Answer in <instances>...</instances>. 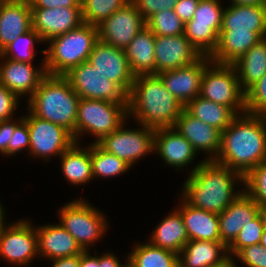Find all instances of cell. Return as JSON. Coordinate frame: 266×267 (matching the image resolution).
I'll list each match as a JSON object with an SVG mask.
<instances>
[{
    "instance_id": "43",
    "label": "cell",
    "mask_w": 266,
    "mask_h": 267,
    "mask_svg": "<svg viewBox=\"0 0 266 267\" xmlns=\"http://www.w3.org/2000/svg\"><path fill=\"white\" fill-rule=\"evenodd\" d=\"M147 21L155 13L173 9L178 0H130Z\"/></svg>"
},
{
    "instance_id": "49",
    "label": "cell",
    "mask_w": 266,
    "mask_h": 267,
    "mask_svg": "<svg viewBox=\"0 0 266 267\" xmlns=\"http://www.w3.org/2000/svg\"><path fill=\"white\" fill-rule=\"evenodd\" d=\"M102 255V256H101ZM98 267H127L128 263L121 264L120 260L113 253L101 254Z\"/></svg>"
},
{
    "instance_id": "41",
    "label": "cell",
    "mask_w": 266,
    "mask_h": 267,
    "mask_svg": "<svg viewBox=\"0 0 266 267\" xmlns=\"http://www.w3.org/2000/svg\"><path fill=\"white\" fill-rule=\"evenodd\" d=\"M246 112L266 117V74L245 92Z\"/></svg>"
},
{
    "instance_id": "26",
    "label": "cell",
    "mask_w": 266,
    "mask_h": 267,
    "mask_svg": "<svg viewBox=\"0 0 266 267\" xmlns=\"http://www.w3.org/2000/svg\"><path fill=\"white\" fill-rule=\"evenodd\" d=\"M266 32L265 5H234L225 7L220 32Z\"/></svg>"
},
{
    "instance_id": "16",
    "label": "cell",
    "mask_w": 266,
    "mask_h": 267,
    "mask_svg": "<svg viewBox=\"0 0 266 267\" xmlns=\"http://www.w3.org/2000/svg\"><path fill=\"white\" fill-rule=\"evenodd\" d=\"M32 28L44 42L80 27L82 7L31 8Z\"/></svg>"
},
{
    "instance_id": "24",
    "label": "cell",
    "mask_w": 266,
    "mask_h": 267,
    "mask_svg": "<svg viewBox=\"0 0 266 267\" xmlns=\"http://www.w3.org/2000/svg\"><path fill=\"white\" fill-rule=\"evenodd\" d=\"M38 257L47 259L69 257L81 254L84 250L75 238L59 223L36 227Z\"/></svg>"
},
{
    "instance_id": "7",
    "label": "cell",
    "mask_w": 266,
    "mask_h": 267,
    "mask_svg": "<svg viewBox=\"0 0 266 267\" xmlns=\"http://www.w3.org/2000/svg\"><path fill=\"white\" fill-rule=\"evenodd\" d=\"M60 225L65 228L83 250H88L105 235L108 224L105 216L91 203L80 198L59 209Z\"/></svg>"
},
{
    "instance_id": "32",
    "label": "cell",
    "mask_w": 266,
    "mask_h": 267,
    "mask_svg": "<svg viewBox=\"0 0 266 267\" xmlns=\"http://www.w3.org/2000/svg\"><path fill=\"white\" fill-rule=\"evenodd\" d=\"M75 142L61 156V171L66 180L72 185L86 184L94 180L91 168V143L81 148Z\"/></svg>"
},
{
    "instance_id": "11",
    "label": "cell",
    "mask_w": 266,
    "mask_h": 267,
    "mask_svg": "<svg viewBox=\"0 0 266 267\" xmlns=\"http://www.w3.org/2000/svg\"><path fill=\"white\" fill-rule=\"evenodd\" d=\"M123 123L111 134L105 135L97 144L107 153L116 155L130 166L141 157L154 152V128L141 124L137 129H127Z\"/></svg>"
},
{
    "instance_id": "17",
    "label": "cell",
    "mask_w": 266,
    "mask_h": 267,
    "mask_svg": "<svg viewBox=\"0 0 266 267\" xmlns=\"http://www.w3.org/2000/svg\"><path fill=\"white\" fill-rule=\"evenodd\" d=\"M209 56L202 55L197 61L184 67L157 74L165 88L183 105L200 95L201 79L211 63Z\"/></svg>"
},
{
    "instance_id": "14",
    "label": "cell",
    "mask_w": 266,
    "mask_h": 267,
    "mask_svg": "<svg viewBox=\"0 0 266 267\" xmlns=\"http://www.w3.org/2000/svg\"><path fill=\"white\" fill-rule=\"evenodd\" d=\"M145 26L146 21L129 1L97 26L98 40L125 49Z\"/></svg>"
},
{
    "instance_id": "34",
    "label": "cell",
    "mask_w": 266,
    "mask_h": 267,
    "mask_svg": "<svg viewBox=\"0 0 266 267\" xmlns=\"http://www.w3.org/2000/svg\"><path fill=\"white\" fill-rule=\"evenodd\" d=\"M127 256L128 267H178V254L156 246L149 241L137 243Z\"/></svg>"
},
{
    "instance_id": "20",
    "label": "cell",
    "mask_w": 266,
    "mask_h": 267,
    "mask_svg": "<svg viewBox=\"0 0 266 267\" xmlns=\"http://www.w3.org/2000/svg\"><path fill=\"white\" fill-rule=\"evenodd\" d=\"M193 146L196 152H205L204 160H215L221 147V131L190 115L185 109L174 127Z\"/></svg>"
},
{
    "instance_id": "40",
    "label": "cell",
    "mask_w": 266,
    "mask_h": 267,
    "mask_svg": "<svg viewBox=\"0 0 266 267\" xmlns=\"http://www.w3.org/2000/svg\"><path fill=\"white\" fill-rule=\"evenodd\" d=\"M244 189L258 205H266V160L244 176Z\"/></svg>"
},
{
    "instance_id": "19",
    "label": "cell",
    "mask_w": 266,
    "mask_h": 267,
    "mask_svg": "<svg viewBox=\"0 0 266 267\" xmlns=\"http://www.w3.org/2000/svg\"><path fill=\"white\" fill-rule=\"evenodd\" d=\"M201 56L184 33L177 36H156V75L189 65Z\"/></svg>"
},
{
    "instance_id": "52",
    "label": "cell",
    "mask_w": 266,
    "mask_h": 267,
    "mask_svg": "<svg viewBox=\"0 0 266 267\" xmlns=\"http://www.w3.org/2000/svg\"><path fill=\"white\" fill-rule=\"evenodd\" d=\"M234 5H265L266 0H230Z\"/></svg>"
},
{
    "instance_id": "36",
    "label": "cell",
    "mask_w": 266,
    "mask_h": 267,
    "mask_svg": "<svg viewBox=\"0 0 266 267\" xmlns=\"http://www.w3.org/2000/svg\"><path fill=\"white\" fill-rule=\"evenodd\" d=\"M43 42L41 36L32 28L19 35L13 42L8 44L1 52L3 58H8L16 62L31 63L35 58L34 43Z\"/></svg>"
},
{
    "instance_id": "56",
    "label": "cell",
    "mask_w": 266,
    "mask_h": 267,
    "mask_svg": "<svg viewBox=\"0 0 266 267\" xmlns=\"http://www.w3.org/2000/svg\"><path fill=\"white\" fill-rule=\"evenodd\" d=\"M260 244H261L264 248H266V228L264 229L263 234H262V236H261V242H260Z\"/></svg>"
},
{
    "instance_id": "10",
    "label": "cell",
    "mask_w": 266,
    "mask_h": 267,
    "mask_svg": "<svg viewBox=\"0 0 266 267\" xmlns=\"http://www.w3.org/2000/svg\"><path fill=\"white\" fill-rule=\"evenodd\" d=\"M80 98L128 104V95L88 61L63 75Z\"/></svg>"
},
{
    "instance_id": "33",
    "label": "cell",
    "mask_w": 266,
    "mask_h": 267,
    "mask_svg": "<svg viewBox=\"0 0 266 267\" xmlns=\"http://www.w3.org/2000/svg\"><path fill=\"white\" fill-rule=\"evenodd\" d=\"M184 109L195 118L213 126L223 132L237 116V114L227 106L217 104L204 99L201 96L189 101Z\"/></svg>"
},
{
    "instance_id": "42",
    "label": "cell",
    "mask_w": 266,
    "mask_h": 267,
    "mask_svg": "<svg viewBox=\"0 0 266 267\" xmlns=\"http://www.w3.org/2000/svg\"><path fill=\"white\" fill-rule=\"evenodd\" d=\"M234 257L246 267H266V248L261 244L242 248Z\"/></svg>"
},
{
    "instance_id": "45",
    "label": "cell",
    "mask_w": 266,
    "mask_h": 267,
    "mask_svg": "<svg viewBox=\"0 0 266 267\" xmlns=\"http://www.w3.org/2000/svg\"><path fill=\"white\" fill-rule=\"evenodd\" d=\"M18 99L20 98L0 84V121L14 119L12 117L18 108Z\"/></svg>"
},
{
    "instance_id": "35",
    "label": "cell",
    "mask_w": 266,
    "mask_h": 267,
    "mask_svg": "<svg viewBox=\"0 0 266 267\" xmlns=\"http://www.w3.org/2000/svg\"><path fill=\"white\" fill-rule=\"evenodd\" d=\"M91 168L93 179L96 177L112 178L120 176L132 168L116 155L107 153L97 143L91 144Z\"/></svg>"
},
{
    "instance_id": "6",
    "label": "cell",
    "mask_w": 266,
    "mask_h": 267,
    "mask_svg": "<svg viewBox=\"0 0 266 267\" xmlns=\"http://www.w3.org/2000/svg\"><path fill=\"white\" fill-rule=\"evenodd\" d=\"M128 117V104L106 100L80 98L76 117V142L86 133L99 142L105 135L117 130Z\"/></svg>"
},
{
    "instance_id": "50",
    "label": "cell",
    "mask_w": 266,
    "mask_h": 267,
    "mask_svg": "<svg viewBox=\"0 0 266 267\" xmlns=\"http://www.w3.org/2000/svg\"><path fill=\"white\" fill-rule=\"evenodd\" d=\"M52 266L51 267H79L80 263V254L69 257H60L51 259Z\"/></svg>"
},
{
    "instance_id": "39",
    "label": "cell",
    "mask_w": 266,
    "mask_h": 267,
    "mask_svg": "<svg viewBox=\"0 0 266 267\" xmlns=\"http://www.w3.org/2000/svg\"><path fill=\"white\" fill-rule=\"evenodd\" d=\"M264 229L260 215L243 226L235 240L228 246L229 257L235 256L242 248L260 244Z\"/></svg>"
},
{
    "instance_id": "8",
    "label": "cell",
    "mask_w": 266,
    "mask_h": 267,
    "mask_svg": "<svg viewBox=\"0 0 266 267\" xmlns=\"http://www.w3.org/2000/svg\"><path fill=\"white\" fill-rule=\"evenodd\" d=\"M199 96L227 106L237 115L246 112L245 92L233 65L211 62L204 70Z\"/></svg>"
},
{
    "instance_id": "22",
    "label": "cell",
    "mask_w": 266,
    "mask_h": 267,
    "mask_svg": "<svg viewBox=\"0 0 266 267\" xmlns=\"http://www.w3.org/2000/svg\"><path fill=\"white\" fill-rule=\"evenodd\" d=\"M154 152L160 155L163 162L178 170L189 165L198 154L191 143L173 127L155 130Z\"/></svg>"
},
{
    "instance_id": "4",
    "label": "cell",
    "mask_w": 266,
    "mask_h": 267,
    "mask_svg": "<svg viewBox=\"0 0 266 267\" xmlns=\"http://www.w3.org/2000/svg\"><path fill=\"white\" fill-rule=\"evenodd\" d=\"M79 101L80 97L63 75L47 74L27 104L33 115L69 130L76 142Z\"/></svg>"
},
{
    "instance_id": "46",
    "label": "cell",
    "mask_w": 266,
    "mask_h": 267,
    "mask_svg": "<svg viewBox=\"0 0 266 267\" xmlns=\"http://www.w3.org/2000/svg\"><path fill=\"white\" fill-rule=\"evenodd\" d=\"M23 120L22 117L18 120L0 121V152L2 155H8V146L10 139L13 137L15 127ZM13 121V122H12Z\"/></svg>"
},
{
    "instance_id": "2",
    "label": "cell",
    "mask_w": 266,
    "mask_h": 267,
    "mask_svg": "<svg viewBox=\"0 0 266 267\" xmlns=\"http://www.w3.org/2000/svg\"><path fill=\"white\" fill-rule=\"evenodd\" d=\"M266 160V117L243 113L221 132V147L214 161L245 176Z\"/></svg>"
},
{
    "instance_id": "13",
    "label": "cell",
    "mask_w": 266,
    "mask_h": 267,
    "mask_svg": "<svg viewBox=\"0 0 266 267\" xmlns=\"http://www.w3.org/2000/svg\"><path fill=\"white\" fill-rule=\"evenodd\" d=\"M28 220L8 224L0 237V257L15 266L29 265L38 255L36 227Z\"/></svg>"
},
{
    "instance_id": "48",
    "label": "cell",
    "mask_w": 266,
    "mask_h": 267,
    "mask_svg": "<svg viewBox=\"0 0 266 267\" xmlns=\"http://www.w3.org/2000/svg\"><path fill=\"white\" fill-rule=\"evenodd\" d=\"M31 8L82 7L81 0H29Z\"/></svg>"
},
{
    "instance_id": "9",
    "label": "cell",
    "mask_w": 266,
    "mask_h": 267,
    "mask_svg": "<svg viewBox=\"0 0 266 267\" xmlns=\"http://www.w3.org/2000/svg\"><path fill=\"white\" fill-rule=\"evenodd\" d=\"M222 7L220 0H200L193 18L185 23L184 35L201 55L210 57L217 48Z\"/></svg>"
},
{
    "instance_id": "23",
    "label": "cell",
    "mask_w": 266,
    "mask_h": 267,
    "mask_svg": "<svg viewBox=\"0 0 266 267\" xmlns=\"http://www.w3.org/2000/svg\"><path fill=\"white\" fill-rule=\"evenodd\" d=\"M32 29L29 0H3L0 9V52L19 35Z\"/></svg>"
},
{
    "instance_id": "55",
    "label": "cell",
    "mask_w": 266,
    "mask_h": 267,
    "mask_svg": "<svg viewBox=\"0 0 266 267\" xmlns=\"http://www.w3.org/2000/svg\"><path fill=\"white\" fill-rule=\"evenodd\" d=\"M259 215L262 219L264 228H266V205H259Z\"/></svg>"
},
{
    "instance_id": "28",
    "label": "cell",
    "mask_w": 266,
    "mask_h": 267,
    "mask_svg": "<svg viewBox=\"0 0 266 267\" xmlns=\"http://www.w3.org/2000/svg\"><path fill=\"white\" fill-rule=\"evenodd\" d=\"M178 211L184 220L189 240L221 241L218 214L192 207L181 200Z\"/></svg>"
},
{
    "instance_id": "38",
    "label": "cell",
    "mask_w": 266,
    "mask_h": 267,
    "mask_svg": "<svg viewBox=\"0 0 266 267\" xmlns=\"http://www.w3.org/2000/svg\"><path fill=\"white\" fill-rule=\"evenodd\" d=\"M146 26L155 36H177L184 33L185 23L173 9H167L151 16Z\"/></svg>"
},
{
    "instance_id": "3",
    "label": "cell",
    "mask_w": 266,
    "mask_h": 267,
    "mask_svg": "<svg viewBox=\"0 0 266 267\" xmlns=\"http://www.w3.org/2000/svg\"><path fill=\"white\" fill-rule=\"evenodd\" d=\"M183 109L158 75L135 76L128 94V117L138 124L154 129L174 127Z\"/></svg>"
},
{
    "instance_id": "47",
    "label": "cell",
    "mask_w": 266,
    "mask_h": 267,
    "mask_svg": "<svg viewBox=\"0 0 266 267\" xmlns=\"http://www.w3.org/2000/svg\"><path fill=\"white\" fill-rule=\"evenodd\" d=\"M200 0H178L173 10L178 17L187 23L190 21Z\"/></svg>"
},
{
    "instance_id": "21",
    "label": "cell",
    "mask_w": 266,
    "mask_h": 267,
    "mask_svg": "<svg viewBox=\"0 0 266 267\" xmlns=\"http://www.w3.org/2000/svg\"><path fill=\"white\" fill-rule=\"evenodd\" d=\"M259 215V205L243 189L232 203L218 214L221 242L227 247L235 240L239 231Z\"/></svg>"
},
{
    "instance_id": "15",
    "label": "cell",
    "mask_w": 266,
    "mask_h": 267,
    "mask_svg": "<svg viewBox=\"0 0 266 267\" xmlns=\"http://www.w3.org/2000/svg\"><path fill=\"white\" fill-rule=\"evenodd\" d=\"M88 62L115 82L127 95L131 91L135 75L131 71L124 49L98 40L89 55Z\"/></svg>"
},
{
    "instance_id": "44",
    "label": "cell",
    "mask_w": 266,
    "mask_h": 267,
    "mask_svg": "<svg viewBox=\"0 0 266 267\" xmlns=\"http://www.w3.org/2000/svg\"><path fill=\"white\" fill-rule=\"evenodd\" d=\"M30 137L27 126V121L23 120L15 127L13 137L10 139L8 146V156L15 155L21 150H27L29 153Z\"/></svg>"
},
{
    "instance_id": "27",
    "label": "cell",
    "mask_w": 266,
    "mask_h": 267,
    "mask_svg": "<svg viewBox=\"0 0 266 267\" xmlns=\"http://www.w3.org/2000/svg\"><path fill=\"white\" fill-rule=\"evenodd\" d=\"M263 38L266 32H219L218 45L210 59L214 63L232 65Z\"/></svg>"
},
{
    "instance_id": "51",
    "label": "cell",
    "mask_w": 266,
    "mask_h": 267,
    "mask_svg": "<svg viewBox=\"0 0 266 267\" xmlns=\"http://www.w3.org/2000/svg\"><path fill=\"white\" fill-rule=\"evenodd\" d=\"M88 250L80 254L79 267H98L99 256H91Z\"/></svg>"
},
{
    "instance_id": "12",
    "label": "cell",
    "mask_w": 266,
    "mask_h": 267,
    "mask_svg": "<svg viewBox=\"0 0 266 267\" xmlns=\"http://www.w3.org/2000/svg\"><path fill=\"white\" fill-rule=\"evenodd\" d=\"M23 118L30 137L29 156L48 162L52 155L59 158L75 143L73 134L61 125L40 119L30 111Z\"/></svg>"
},
{
    "instance_id": "18",
    "label": "cell",
    "mask_w": 266,
    "mask_h": 267,
    "mask_svg": "<svg viewBox=\"0 0 266 267\" xmlns=\"http://www.w3.org/2000/svg\"><path fill=\"white\" fill-rule=\"evenodd\" d=\"M0 84L13 92L18 98L28 94L29 98L39 87L43 78L47 75L44 59L41 66L33 67L34 64L16 62L0 55Z\"/></svg>"
},
{
    "instance_id": "30",
    "label": "cell",
    "mask_w": 266,
    "mask_h": 267,
    "mask_svg": "<svg viewBox=\"0 0 266 267\" xmlns=\"http://www.w3.org/2000/svg\"><path fill=\"white\" fill-rule=\"evenodd\" d=\"M188 241L189 238L182 215L175 209L157 225L151 234L149 242L153 246L172 251L179 255Z\"/></svg>"
},
{
    "instance_id": "37",
    "label": "cell",
    "mask_w": 266,
    "mask_h": 267,
    "mask_svg": "<svg viewBox=\"0 0 266 267\" xmlns=\"http://www.w3.org/2000/svg\"><path fill=\"white\" fill-rule=\"evenodd\" d=\"M130 0H81L83 21L98 26Z\"/></svg>"
},
{
    "instance_id": "1",
    "label": "cell",
    "mask_w": 266,
    "mask_h": 267,
    "mask_svg": "<svg viewBox=\"0 0 266 267\" xmlns=\"http://www.w3.org/2000/svg\"><path fill=\"white\" fill-rule=\"evenodd\" d=\"M244 176L214 160L199 162L185 179L180 196L192 207L220 214L243 191H235Z\"/></svg>"
},
{
    "instance_id": "29",
    "label": "cell",
    "mask_w": 266,
    "mask_h": 267,
    "mask_svg": "<svg viewBox=\"0 0 266 267\" xmlns=\"http://www.w3.org/2000/svg\"><path fill=\"white\" fill-rule=\"evenodd\" d=\"M155 40L156 36L145 26L124 49L135 76L156 74Z\"/></svg>"
},
{
    "instance_id": "53",
    "label": "cell",
    "mask_w": 266,
    "mask_h": 267,
    "mask_svg": "<svg viewBox=\"0 0 266 267\" xmlns=\"http://www.w3.org/2000/svg\"><path fill=\"white\" fill-rule=\"evenodd\" d=\"M4 207L2 205V203L0 204V237L2 236V234L4 233V231L6 230V228L8 227L5 222H4Z\"/></svg>"
},
{
    "instance_id": "31",
    "label": "cell",
    "mask_w": 266,
    "mask_h": 267,
    "mask_svg": "<svg viewBox=\"0 0 266 267\" xmlns=\"http://www.w3.org/2000/svg\"><path fill=\"white\" fill-rule=\"evenodd\" d=\"M232 65L241 89L246 92L266 74V38L261 39Z\"/></svg>"
},
{
    "instance_id": "25",
    "label": "cell",
    "mask_w": 266,
    "mask_h": 267,
    "mask_svg": "<svg viewBox=\"0 0 266 267\" xmlns=\"http://www.w3.org/2000/svg\"><path fill=\"white\" fill-rule=\"evenodd\" d=\"M229 258L221 241L189 240L178 255L179 267H213Z\"/></svg>"
},
{
    "instance_id": "5",
    "label": "cell",
    "mask_w": 266,
    "mask_h": 267,
    "mask_svg": "<svg viewBox=\"0 0 266 267\" xmlns=\"http://www.w3.org/2000/svg\"><path fill=\"white\" fill-rule=\"evenodd\" d=\"M98 41L97 26L83 23L80 27L52 38L45 54L44 64L47 74L64 75L73 67L88 61L89 55Z\"/></svg>"
},
{
    "instance_id": "54",
    "label": "cell",
    "mask_w": 266,
    "mask_h": 267,
    "mask_svg": "<svg viewBox=\"0 0 266 267\" xmlns=\"http://www.w3.org/2000/svg\"><path fill=\"white\" fill-rule=\"evenodd\" d=\"M234 257H229L223 263L213 266V267H237L236 262L237 260L233 259Z\"/></svg>"
}]
</instances>
